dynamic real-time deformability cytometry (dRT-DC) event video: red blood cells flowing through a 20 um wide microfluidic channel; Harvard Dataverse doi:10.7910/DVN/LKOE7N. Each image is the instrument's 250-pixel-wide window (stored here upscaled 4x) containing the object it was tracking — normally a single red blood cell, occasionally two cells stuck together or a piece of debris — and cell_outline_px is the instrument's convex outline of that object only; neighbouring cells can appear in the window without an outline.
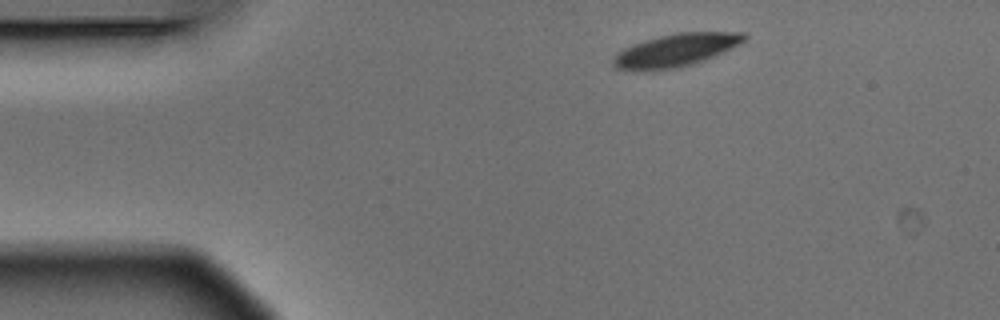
{"species": "Egyptian fruit bat (a non-hibernating species)", "species_latin": "Rousettus aegyptiacus", "temperature_condition": "warm", "stored_images_in_passage": 3, "camera_frame_rate_fps": 3000, "um_per_image_px": 0.085, "animal": {"sex": "male"}, "frame": {"image": 1, "passage_image": 1, "time_ms": 0.0, "image_size_px": [1000, 320], "cell_outline_px": [[748, 36], [740, 44], [704, 60], [692, 64], [676, 68], [644, 72], [636, 72], [616, 68], [612, 64], [612, 56], [616, 52], [632, 44], [644, 40], [676, 32], [744, 32]], "centroid_in_image_um": [57.36, 4.28], "position_along_channel_um": 27.6, "area_um2": 25.43}}